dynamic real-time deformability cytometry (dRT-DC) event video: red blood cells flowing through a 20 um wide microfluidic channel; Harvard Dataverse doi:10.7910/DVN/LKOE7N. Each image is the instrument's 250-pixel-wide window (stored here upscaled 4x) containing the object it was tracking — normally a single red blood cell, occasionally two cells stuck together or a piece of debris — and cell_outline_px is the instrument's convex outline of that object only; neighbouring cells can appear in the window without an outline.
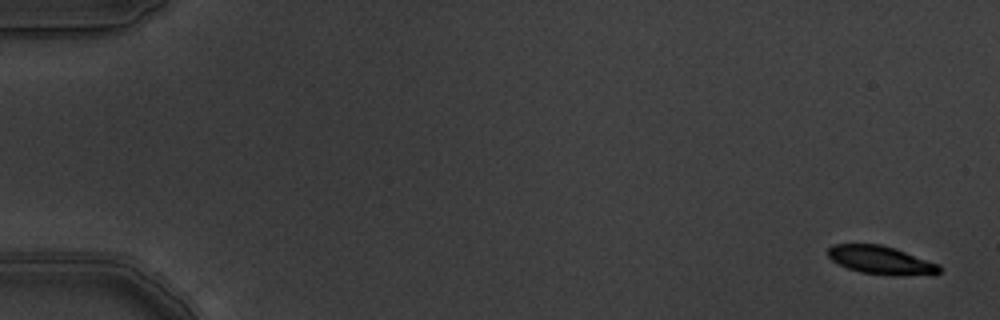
{"species": "common noctule bat (a hibernating species)", "species_latin": "Nyctalus noctula", "temperature_condition": "warm", "stored_images_in_passage": 6, "camera_frame_rate_fps": 3000, "um_per_image_px": 0.085, "animal": {"sex": "male", "body_mass_g": 19.5, "forearm_length_mm": 54.6}, "frame": {"image": 1, "passage_image": 1, "time_ms": 0.0, "image_size_px": [1000, 320], "cell_outline_px": [[940, 272], [900, 276], [860, 272], [848, 268], [832, 260], [828, 256], [828, 248], [832, 244], [880, 244], [896, 248], [940, 264]], "centroid_in_image_um": [74.87, 22.09], "position_along_channel_um": 10.1, "area_um2": 18.21}}
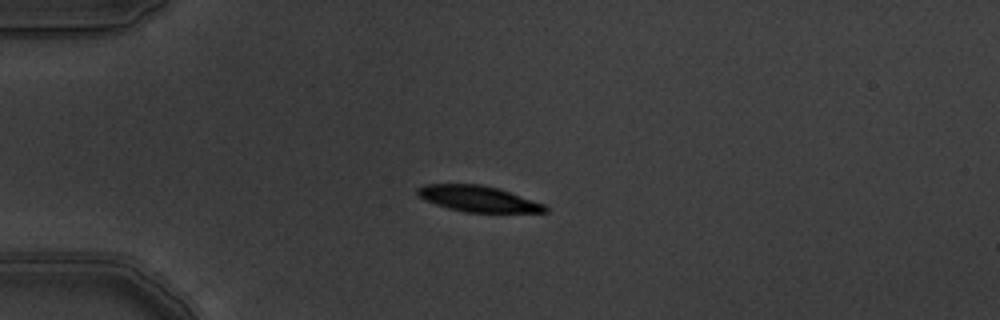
{"frame": {"image": 2, "passage_image": 5, "time_ms": 1.333, "image_size_px": [1000, 320], "cell_outline_px": [[548, 212], [464, 212], [448, 208], [424, 200], [416, 192], [416, 188], [424, 184], [480, 184], [500, 188], [544, 204], [548, 208]], "centroid_in_image_um": [40.63, 16.88], "position_along_channel_um": 44.4, "area_um2": 19.31}}